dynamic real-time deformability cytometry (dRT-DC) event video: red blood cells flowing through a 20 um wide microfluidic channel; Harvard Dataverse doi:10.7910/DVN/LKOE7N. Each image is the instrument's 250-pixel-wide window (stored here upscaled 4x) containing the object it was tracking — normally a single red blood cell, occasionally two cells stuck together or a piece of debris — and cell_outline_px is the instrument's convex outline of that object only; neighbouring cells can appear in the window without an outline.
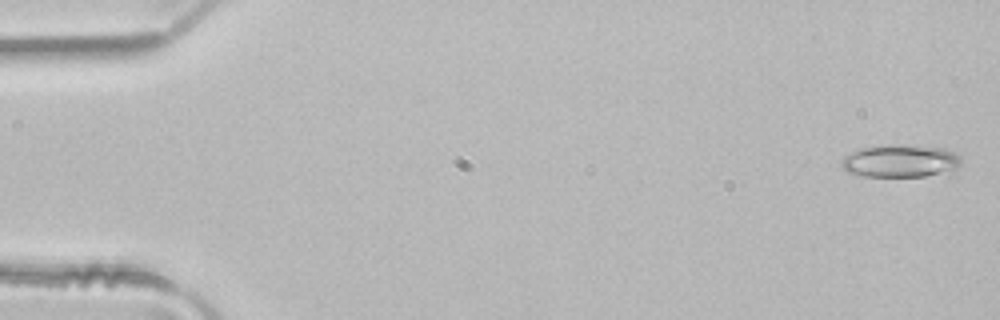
{"species": "common noctule bat (a hibernating species)", "species_latin": "Nyctalus noctula", "temperature_condition": "room temperature", "stored_images_in_passage": 49, "camera_frame_rate_fps": 3000, "um_per_image_px": 0.085, "animal": {"sex": "male", "body_mass_g": 21.5, "forearm_length_mm": 52.0}, "frame": {"image": 1, "passage_image": 1, "time_ms": 0.0, "image_size_px": [1000, 320], "cell_outline_px": [[960, 164], [952, 168], [924, 176], [864, 176], [848, 172], [840, 164], [840, 160], [844, 156], [856, 148], [892, 144], [904, 144], [944, 148], [960, 156]], "centroid_in_image_um": [76.42, 13.65], "position_along_channel_um": 8.6, "area_um2": 22.54}}
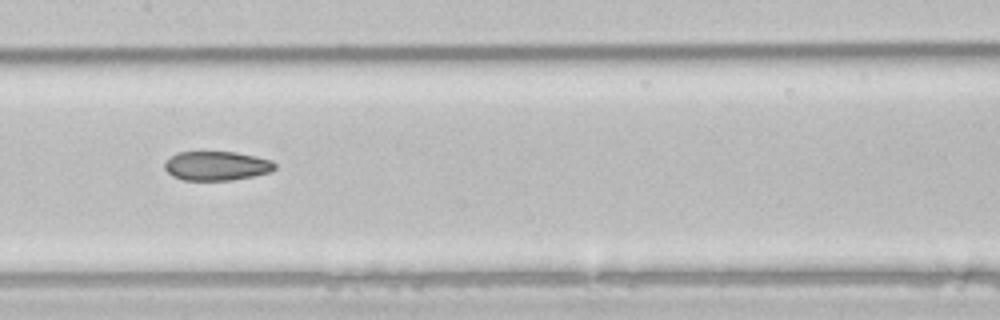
{"frame": {"image": 2, "passage_image": 24, "time_ms": 7.667, "image_size_px": [1000, 320], "cell_outline_px": [[276, 168], [272, 172], [232, 180], [184, 180], [172, 176], [164, 168], [164, 164], [172, 156], [180, 152], [236, 152], [256, 156], [272, 160], [276, 164]], "centroid_in_image_um": [18.45, 14.1], "position_along_channel_um": 188.9, "area_um2": 18.73}}
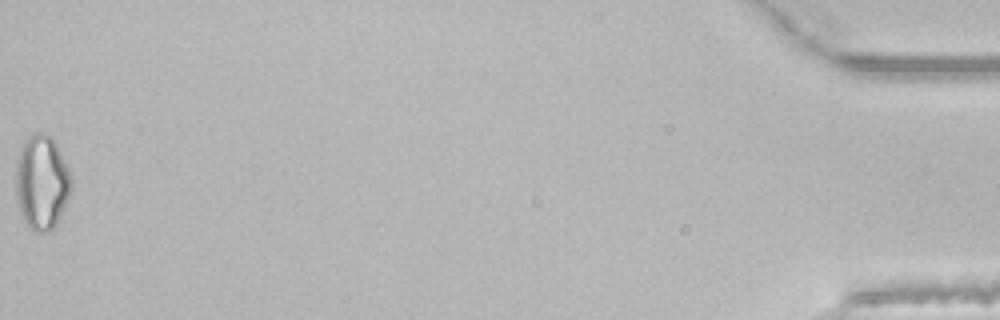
{"frame": {"image": 3, "passage_image": 49, "time_ms": 16.0, "image_size_px": [1000, 320], "cell_outline_px": [[72, 188], [60, 216], [56, 224], [48, 232], [36, 232], [24, 220], [20, 212], [16, 200], [16, 160], [20, 148], [24, 140], [32, 132], [40, 132], [52, 136], [68, 168], [72, 180]], "centroid_in_image_um": [3.53, 15.46], "position_along_channel_um": 431.7, "area_um2": 30.63}, "authors_computed_cell_mechanics": {"area_um2": 20.9236, "velocity_mm_per_s": 4.153, "shape_relaxation_time_tau1_ms": null, "shape_relaxation_time_tau2_ms": 6.2584, "deformation_change_tau1": null, "deformation_change_tau2": 0.1475}}